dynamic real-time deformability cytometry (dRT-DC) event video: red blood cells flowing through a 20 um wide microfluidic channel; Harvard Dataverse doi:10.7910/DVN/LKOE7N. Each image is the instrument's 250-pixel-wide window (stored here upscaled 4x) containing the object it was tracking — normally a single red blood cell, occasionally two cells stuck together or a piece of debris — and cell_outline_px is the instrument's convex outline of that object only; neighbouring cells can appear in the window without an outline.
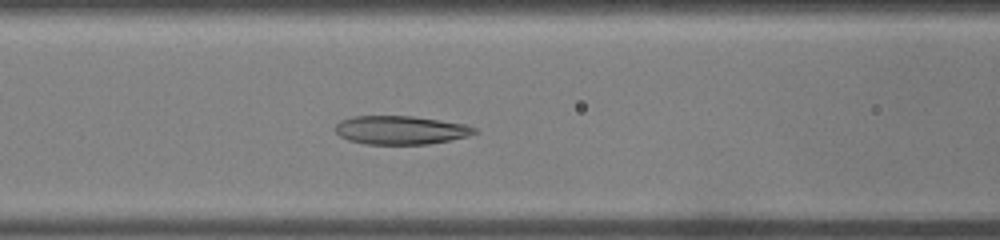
{"species": "common noctule bat (a hibernating species)", "species_latin": "Nyctalus noctula", "temperature_condition": "warm", "stored_images_in_passage": 37, "camera_frame_rate_fps": 3000, "um_per_image_px": 0.085, "animal": {"sex": "male", "body_mass_g": 19.0, "forearm_length_mm": 50.8}, "frame": {"image": 1, "passage_image": 14, "time_ms": 4.333, "image_size_px": [1000, 240], "cell_outline_px": [[480, 132], [468, 136], [428, 144], [364, 144], [348, 140], [340, 136], [336, 132], [336, 124], [340, 120], [352, 116], [412, 116], [464, 124], [476, 128]], "centroid_in_image_um": [34.04, 11.06], "position_along_channel_um": 132.6, "area_um2": 23.12}}
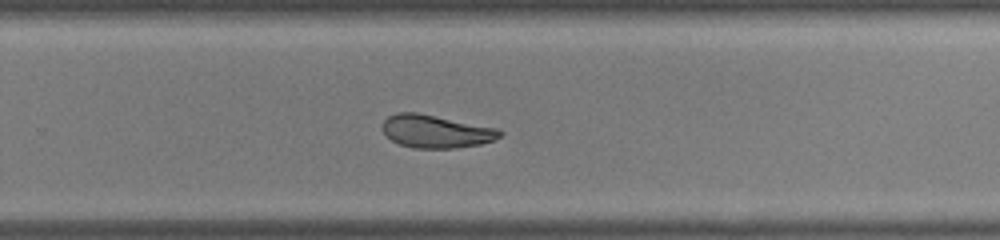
{"frame": {"image": 2, "passage_image": 23, "time_ms": 7.333, "image_size_px": [1000, 240], "cell_outline_px": [[504, 132], [500, 136], [492, 140], [480, 144], [456, 148], [412, 148], [400, 144], [392, 140], [380, 128], [384, 120], [388, 116], [396, 112], [416, 112], [500, 128]], "centroid_in_image_um": [37.05, 11.16], "position_along_channel_um": 292.7, "area_um2": 22.66}}
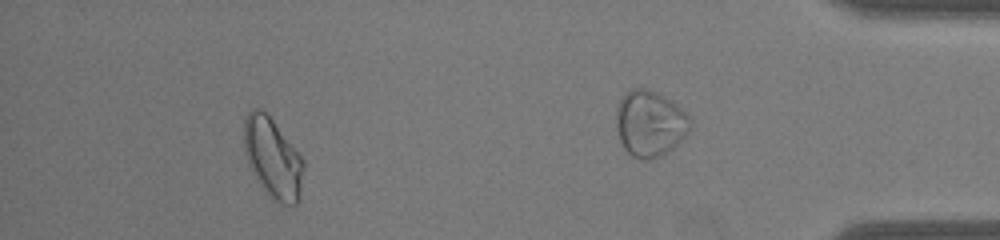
{"frame": {"image": 3, "passage_image": 33, "time_ms": 10.667, "image_size_px": [1000, 240], "cell_outline_px": [[304, 168], [300, 200], [296, 204], [280, 204], [272, 200], [264, 192], [256, 180], [248, 164], [244, 152], [244, 120], [248, 112], [252, 108], [260, 108], [272, 120], [304, 160]], "centroid_in_image_um": [23.17, 13.49], "position_along_channel_um": 412.0, "area_um2": 27.98}}